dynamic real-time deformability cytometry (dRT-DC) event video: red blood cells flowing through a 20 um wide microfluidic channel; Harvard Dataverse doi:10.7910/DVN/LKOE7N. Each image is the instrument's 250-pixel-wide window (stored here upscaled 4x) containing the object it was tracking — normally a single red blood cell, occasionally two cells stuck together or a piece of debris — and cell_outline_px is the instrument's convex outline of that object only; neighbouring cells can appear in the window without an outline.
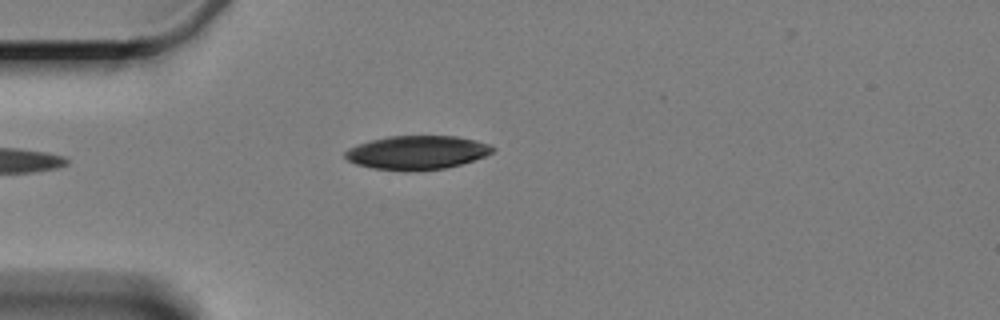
{"species": "Egyptian fruit bat (a non-hibernating species)", "species_latin": "Rousettus aegyptiacus", "temperature_condition": "cold", "stored_images_in_passage": 3, "camera_frame_rate_fps": 3000, "um_per_image_px": 0.085, "animal": {"sex": "female"}, "frame": {"image": 1, "passage_image": 1, "time_ms": 0.0, "image_size_px": [1000, 320], "cell_outline_px": [[496, 148], [492, 152], [484, 156], [460, 164], [444, 168], [372, 168], [356, 164], [348, 160], [344, 156], [344, 152], [348, 148], [356, 144], [388, 136], [456, 136], [476, 140], [488, 144]], "centroid_in_image_um": [35.43, 12.91], "position_along_channel_um": 49.6, "area_um2": 28.03}}
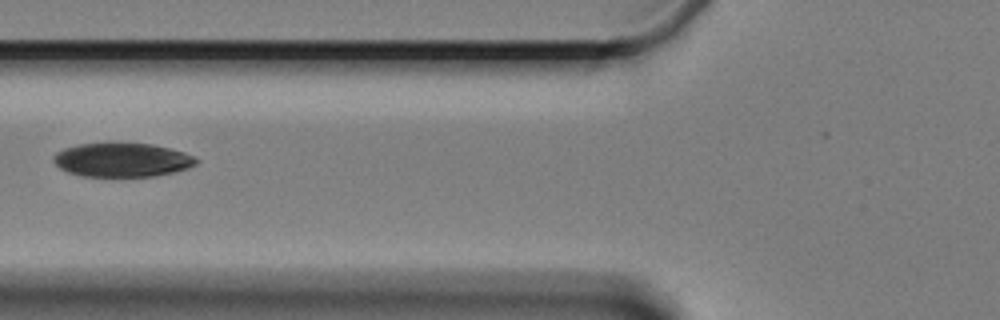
{"frame": {"image": 2, "passage_image": 3, "time_ms": 2.333, "image_size_px": [1000, 320], "cell_outline_px": [[200, 160], [196, 164], [188, 168], [156, 176], [84, 176], [68, 172], [60, 168], [52, 160], [52, 156], [56, 152], [64, 148], [80, 144], [108, 140], [112, 140], [152, 144], [184, 152]], "centroid_in_image_um": [10.34, 13.54], "position_along_channel_um": 115.5, "area_um2": 28.96}}